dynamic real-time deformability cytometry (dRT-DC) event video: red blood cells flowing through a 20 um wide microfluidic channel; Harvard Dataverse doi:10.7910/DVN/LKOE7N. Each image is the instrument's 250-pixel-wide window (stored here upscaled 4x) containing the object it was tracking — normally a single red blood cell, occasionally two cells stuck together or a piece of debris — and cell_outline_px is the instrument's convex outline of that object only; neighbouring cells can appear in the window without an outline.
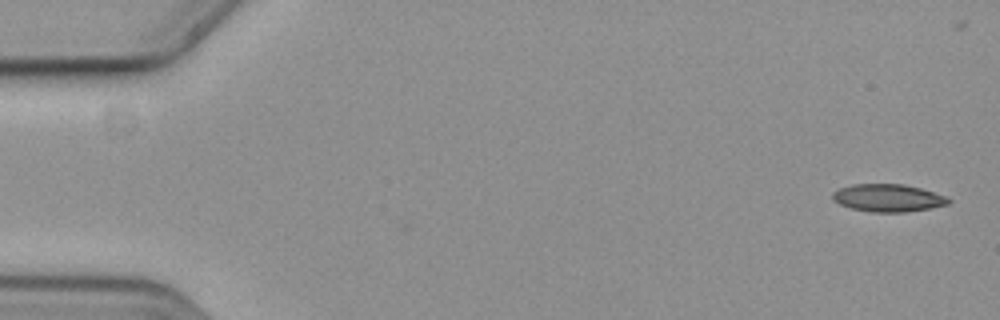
{"species": "common noctule bat (a hibernating species)", "species_latin": "Nyctalus noctula", "temperature_condition": "cold", "stored_images_in_passage": 3, "camera_frame_rate_fps": 3000, "um_per_image_px": 0.085, "animal": {"sex": "female", "body_mass_g": 19.3, "forearm_length_mm": 54.1}, "frame": {"image": 1, "passage_image": 3, "time_ms": 0.667, "image_size_px": [1000, 320], "cell_outline_px": [[952, 200], [948, 204], [928, 208], [904, 212], [872, 212], [852, 208], [840, 204], [832, 200], [832, 192], [840, 188], [852, 184], [904, 184], [920, 188], [944, 196]], "centroid_in_image_um": [75.44, 16.82], "position_along_channel_um": 9.6, "area_um2": 18.44}}